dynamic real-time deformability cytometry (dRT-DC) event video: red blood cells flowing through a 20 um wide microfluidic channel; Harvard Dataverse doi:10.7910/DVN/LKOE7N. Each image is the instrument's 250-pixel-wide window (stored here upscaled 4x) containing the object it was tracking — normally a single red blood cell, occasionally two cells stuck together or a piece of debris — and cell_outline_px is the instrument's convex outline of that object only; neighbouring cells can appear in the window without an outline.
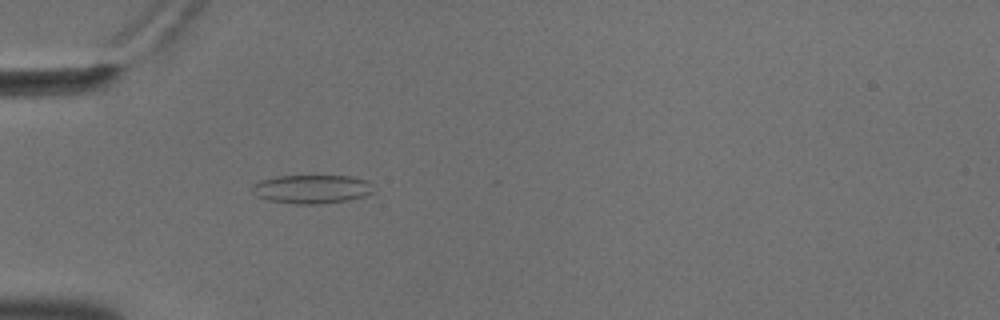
{"species": "common noctule bat (a hibernating species)", "species_latin": "Nyctalus noctula", "temperature_condition": "cold", "stored_images_in_passage": 56, "camera_frame_rate_fps": 3000, "um_per_image_px": 0.085, "animal": {"sex": "male", "body_mass_g": 18.8}, "frame": {"image": 1, "passage_image": 18, "time_ms": 5.667, "image_size_px": [1000, 320], "cell_outline_px": [[372, 192], [364, 196], [348, 200], [316, 204], [296, 204], [268, 200], [256, 196], [252, 184], [260, 180], [276, 176], [352, 176], [368, 180], [372, 184]], "centroid_in_image_um": [26.51, 16.06], "position_along_channel_um": 58.5, "area_um2": 20.23}}
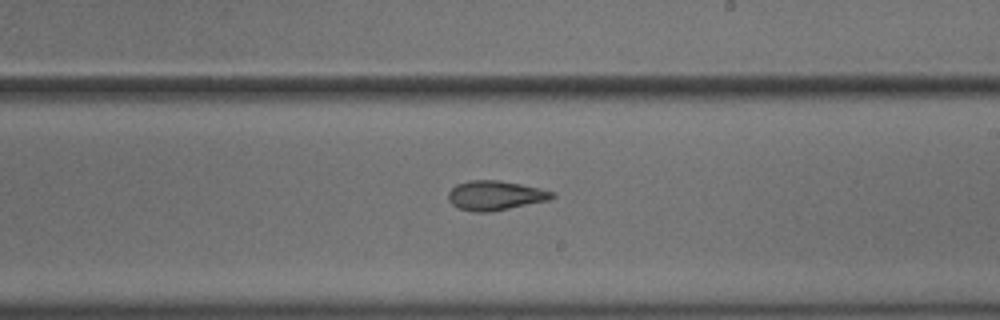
{"frame": {"image": 2, "passage_image": 34, "time_ms": 11.0, "image_size_px": [1000, 320], "cell_outline_px": [[556, 196], [548, 200], [488, 212], [476, 212], [460, 208], [452, 204], [448, 200], [448, 192], [456, 184], [468, 180], [496, 180], [520, 184], [540, 188], [556, 192]], "centroid_in_image_um": [42.09, 16.6], "position_along_channel_um": 246.9, "area_um2": 17.69}}
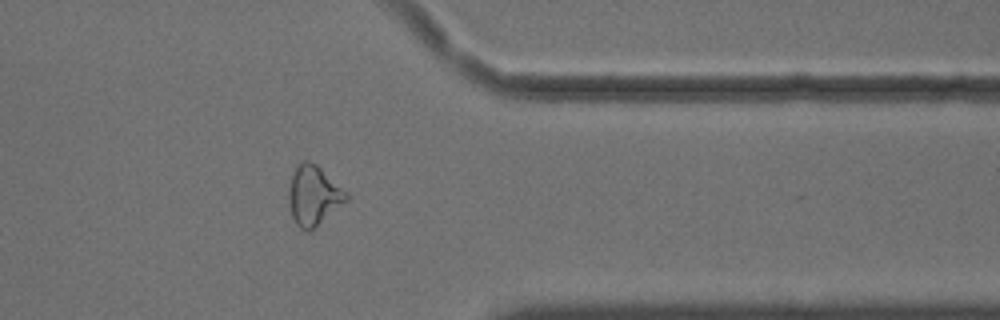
{"frame": {"image": 3, "passage_image": 46, "time_ms": 15.0, "image_size_px": [1000, 320], "cell_outline_px": [[348, 200], [308, 232], [300, 228], [296, 224], [292, 216], [288, 204], [288, 188], [296, 164], [300, 160], [308, 160], [316, 164], [348, 192]], "centroid_in_image_um": [26.63, 16.59], "position_along_channel_um": 384.8, "area_um2": 20.06}, "authors_computed_cell_mechanics": {"area_um2": 20.1144, "velocity_mm_per_s": 3.6426, "shape_relaxation_time_tau1_ms": 6.4193, "shape_relaxation_time_tau2_ms": 3.0816, "deformation_change_tau1": 0.1641, "deformation_change_tau2": 0.1112}}